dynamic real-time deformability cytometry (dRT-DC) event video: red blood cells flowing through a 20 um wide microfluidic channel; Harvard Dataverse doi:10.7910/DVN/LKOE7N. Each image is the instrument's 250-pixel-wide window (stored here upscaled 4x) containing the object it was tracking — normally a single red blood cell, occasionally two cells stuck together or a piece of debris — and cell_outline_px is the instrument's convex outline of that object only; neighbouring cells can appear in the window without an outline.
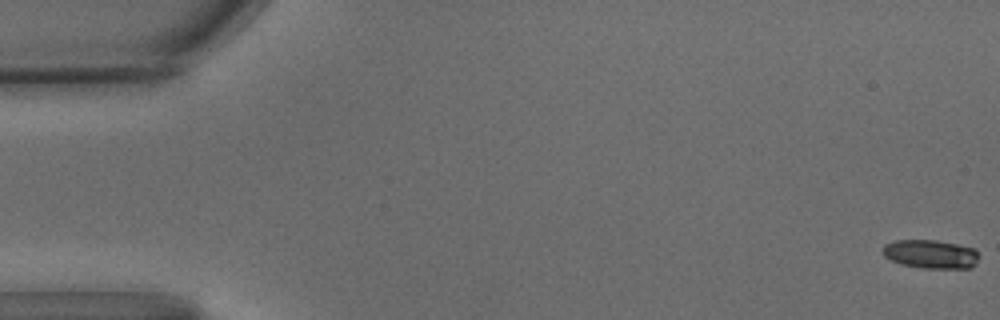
{"species": "common noctule bat (a hibernating species)", "species_latin": "Nyctalus noctula", "temperature_condition": "warm", "stored_images_in_passage": 59, "camera_frame_rate_fps": 3000, "um_per_image_px": 0.085, "animal": {"sex": "male", "body_mass_g": 15.6}, "frame": {"image": 1, "passage_image": 1, "time_ms": 0.0, "image_size_px": [1000, 320], "cell_outline_px": [[980, 256], [976, 264], [972, 268], [924, 268], [900, 264], [884, 256], [884, 244], [896, 240], [936, 240], [976, 248]], "centroid_in_image_um": [79.16, 21.6], "position_along_channel_um": 5.8, "area_um2": 16.18}}
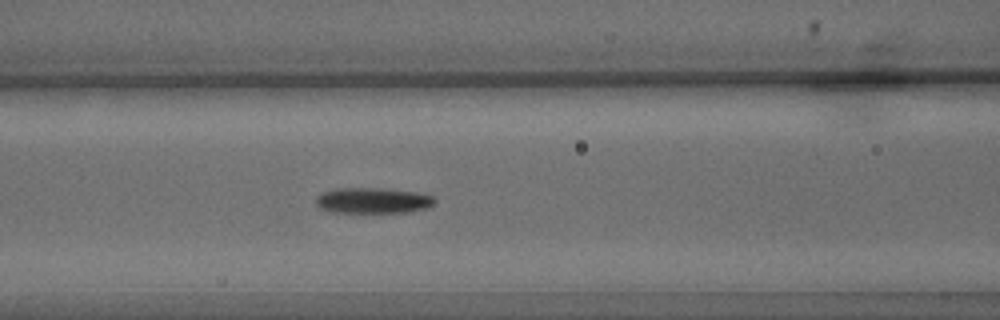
{"frame": {"image": 2, "passage_image": 25, "time_ms": 8.0, "image_size_px": [1000, 320], "cell_outline_px": [[436, 200], [428, 208], [408, 212], [332, 212], [320, 208], [316, 204], [316, 196], [320, 192], [336, 188], [384, 188], [416, 192], [432, 196]], "centroid_in_image_um": [31.66, 17.03], "position_along_channel_um": 134.9, "area_um2": 17.86}}
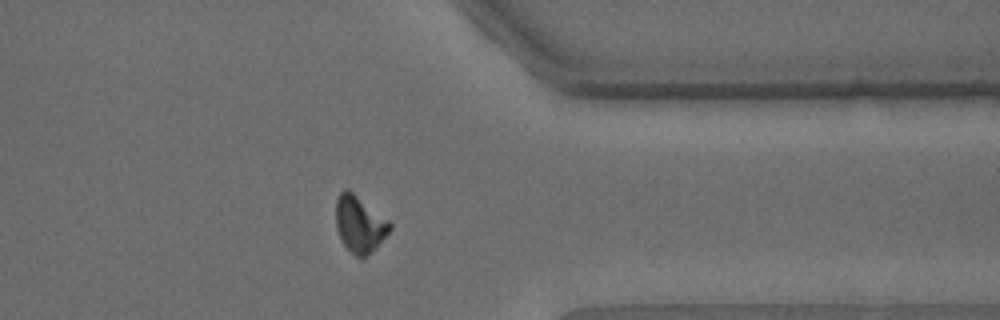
{"frame": {"image": 3, "passage_image": 47, "time_ms": 15.333, "image_size_px": [1000, 320], "cell_outline_px": [[392, 228], [376, 248], [364, 256], [356, 256], [344, 244], [336, 228], [336, 200], [340, 192], [344, 188], [348, 188], [388, 220], [392, 224]], "centroid_in_image_um": [30.56, 19.01], "position_along_channel_um": 380.8, "area_um2": 17.51}, "authors_computed_cell_mechanics": {"area_um2": 17.34, "velocity_mm_per_s": 3.4827, "shape_relaxation_time_tau1_ms": 2.4439, "shape_relaxation_time_tau2_ms": 4.9427, "deformation_change_tau1": 0.159, "deformation_change_tau2": 0.1212}}